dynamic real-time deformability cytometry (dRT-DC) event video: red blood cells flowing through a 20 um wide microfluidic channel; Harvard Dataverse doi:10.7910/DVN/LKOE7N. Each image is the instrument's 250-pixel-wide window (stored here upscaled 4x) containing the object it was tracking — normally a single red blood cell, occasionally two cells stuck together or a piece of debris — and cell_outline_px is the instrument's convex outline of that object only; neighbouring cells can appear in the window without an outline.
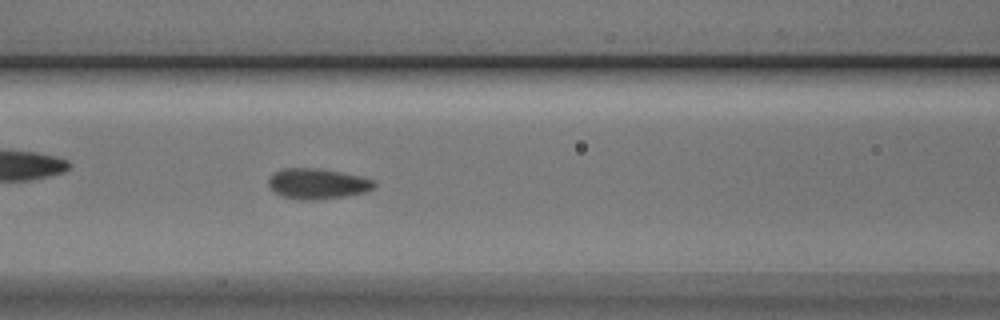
{"species": "Egyptian fruit bat (a non-hibernating species)", "species_latin": "Rousettus aegyptiacus", "temperature_condition": "cold", "stored_images_in_passage": 49, "camera_frame_rate_fps": 3000, "um_per_image_px": 0.085, "animal": {"sex": "male"}, "frame": {"image": 1, "passage_image": 18, "time_ms": 5.667, "image_size_px": [1000, 320], "cell_outline_px": [[376, 188], [364, 192], [344, 196], [312, 200], [300, 200], [284, 196], [276, 192], [268, 184], [268, 180], [276, 172], [284, 168], [316, 168], [340, 172], [360, 176], [372, 180], [376, 184]], "centroid_in_image_um": [27.01, 15.61], "position_along_channel_um": 139.6, "area_um2": 18.44}}
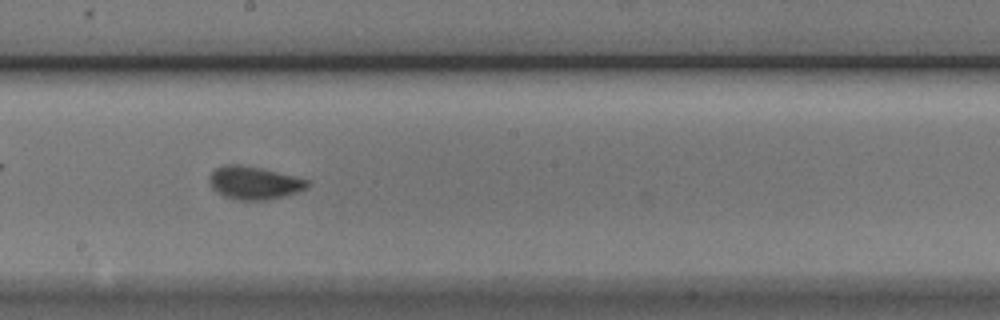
{"frame": {"image": 2, "passage_image": 25, "time_ms": 8.0, "image_size_px": [1000, 320], "cell_outline_px": [[312, 184], [308, 188], [284, 196], [264, 200], [236, 200], [224, 196], [216, 192], [212, 188], [208, 180], [208, 176], [216, 168], [224, 164], [240, 164], [260, 168], [308, 180]], "centroid_in_image_um": [21.56, 15.54], "position_along_channel_um": 226.6, "area_um2": 18.84}}
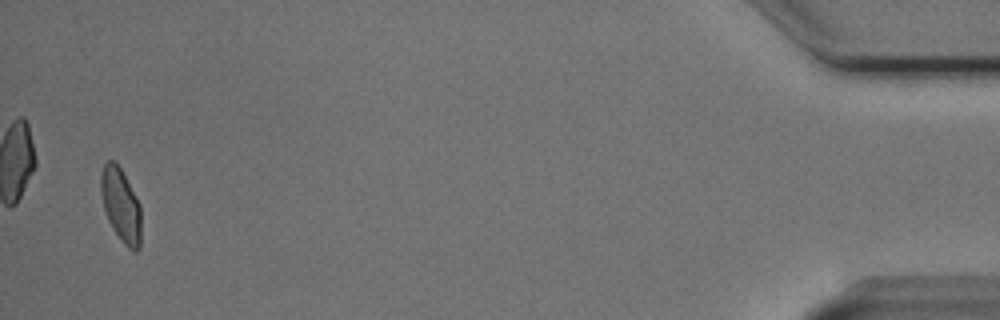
{"frame": {"image": 3, "passage_image": 48, "time_ms": 15.667, "image_size_px": [1000, 320], "cell_outline_px": [[140, 248], [136, 252], [132, 252], [120, 240], [112, 228], [108, 220], [104, 208], [100, 192], [100, 176], [104, 164], [108, 160], [112, 160], [120, 168], [140, 204]], "centroid_in_image_um": [10.26, 17.47], "position_along_channel_um": 424.9, "area_um2": 17.22}, "authors_computed_cell_mechanics": {"area_um2": 18.1492, "velocity_mm_per_s": 3.7373, "shape_relaxation_time_tau1_ms": 2.8886, "shape_relaxation_time_tau2_ms": null, "deformation_change_tau1": 0.1089, "deformation_change_tau2": null}}